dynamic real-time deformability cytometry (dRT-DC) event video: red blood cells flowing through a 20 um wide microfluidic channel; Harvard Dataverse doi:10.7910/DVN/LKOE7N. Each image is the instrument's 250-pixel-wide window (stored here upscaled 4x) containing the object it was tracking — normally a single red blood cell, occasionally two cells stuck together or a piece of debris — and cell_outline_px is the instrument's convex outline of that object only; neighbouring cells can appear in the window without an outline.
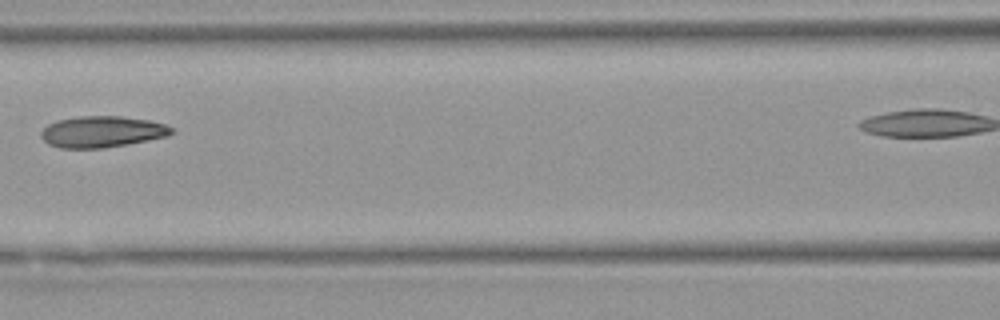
{"species": "Egyptian fruit bat (a non-hibernating species)", "species_latin": "Rousettus aegyptiacus", "temperature_condition": "warm", "stored_images_in_passage": 6, "camera_frame_rate_fps": 3000, "um_per_image_px": 0.085, "animal": {"sex": "female"}, "frame": {"image": 1, "passage_image": 5, "time_ms": 4.667, "image_size_px": [1000, 320], "cell_outline_px": [[176, 132], [168, 136], [128, 144], [104, 148], [60, 148], [48, 144], [40, 136], [40, 132], [48, 124], [56, 120], [80, 116], [120, 116], [148, 120], [164, 124], [172, 128]], "centroid_in_image_um": [8.66, 11.2], "position_along_channel_um": 157.9, "area_um2": 23.87}}